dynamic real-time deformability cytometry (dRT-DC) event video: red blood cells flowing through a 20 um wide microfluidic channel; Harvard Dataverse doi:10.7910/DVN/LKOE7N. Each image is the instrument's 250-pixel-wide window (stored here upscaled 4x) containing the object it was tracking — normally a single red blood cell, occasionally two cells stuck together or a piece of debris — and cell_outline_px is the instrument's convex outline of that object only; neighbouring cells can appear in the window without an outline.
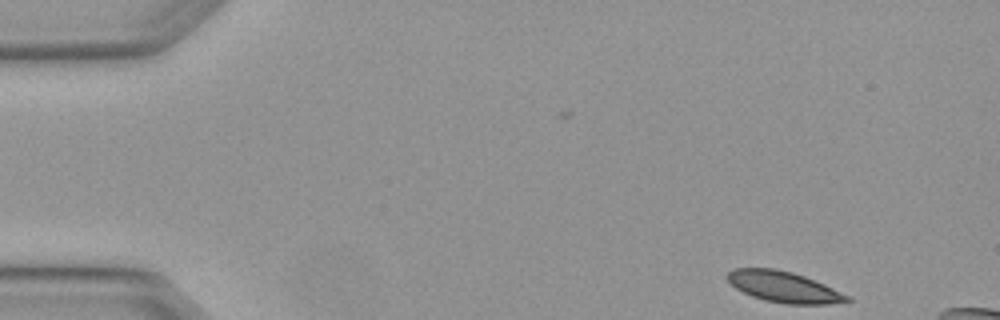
{"species": "Egyptian fruit bat (a non-hibernating species)", "species_latin": "Rousettus aegyptiacus", "temperature_condition": "warm", "stored_images_in_passage": 4, "camera_frame_rate_fps": 3000, "um_per_image_px": 0.085, "animal": {"sex": "female"}, "frame": {"image": 1, "passage_image": 1, "time_ms": 0.0, "image_size_px": [1000, 320], "cell_outline_px": [[852, 300], [828, 304], [788, 304], [764, 300], [752, 296], [736, 288], [724, 276], [732, 268], [776, 268], [792, 272], [804, 276], [824, 284], [848, 296]], "centroid_in_image_um": [66.57, 24.37], "position_along_channel_um": 18.4, "area_um2": 21.39}}